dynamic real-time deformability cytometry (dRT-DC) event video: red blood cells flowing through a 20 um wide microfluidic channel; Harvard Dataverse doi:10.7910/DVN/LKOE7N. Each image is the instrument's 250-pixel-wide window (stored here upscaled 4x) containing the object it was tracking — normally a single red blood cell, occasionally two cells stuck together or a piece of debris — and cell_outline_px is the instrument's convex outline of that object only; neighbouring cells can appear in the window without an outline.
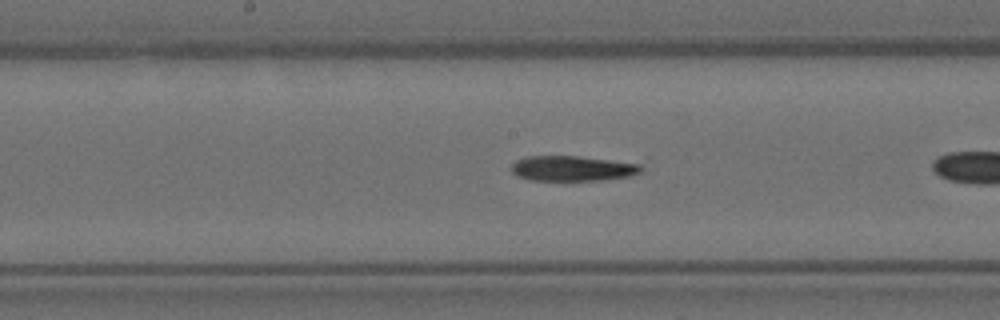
{"species": "Egyptian fruit bat (a non-hibernating species)", "species_latin": "Rousettus aegyptiacus", "temperature_condition": "room temperature", "stored_images_in_passage": 28, "camera_frame_rate_fps": 3000, "um_per_image_px": 0.085, "animal": {"sex": "female"}, "frame": {"image": 1, "passage_image": 13, "time_ms": 4.0, "image_size_px": [1000, 320], "cell_outline_px": [[644, 168], [640, 172], [632, 176], [604, 180], [528, 180], [516, 176], [512, 172], [512, 164], [516, 160], [524, 156], [576, 156], [640, 164]], "centroid_in_image_um": [48.63, 14.32], "position_along_channel_um": 199.6, "area_um2": 19.07}}
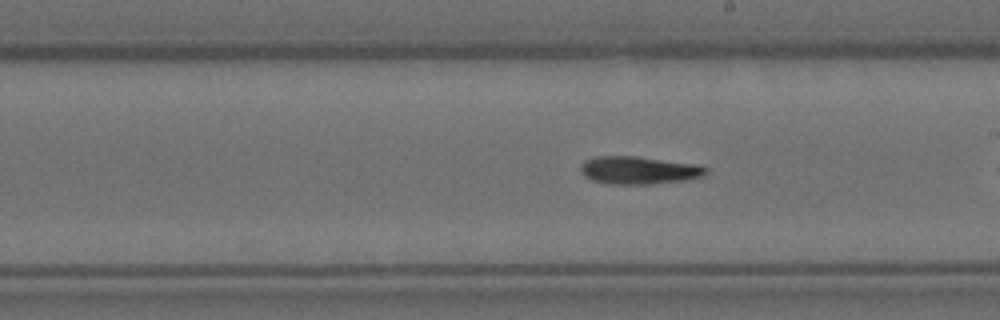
{"frame": {"image": 2, "passage_image": 16, "time_ms": 5.0, "image_size_px": [1000, 320], "cell_outline_px": [[708, 176], [692, 180], [652, 184], [608, 184], [592, 180], [584, 176], [580, 172], [580, 164], [584, 160], [596, 156], [636, 156], [700, 164], [708, 168]], "centroid_in_image_um": [54.38, 14.47], "position_along_channel_um": 234.6, "area_um2": 20.98}}
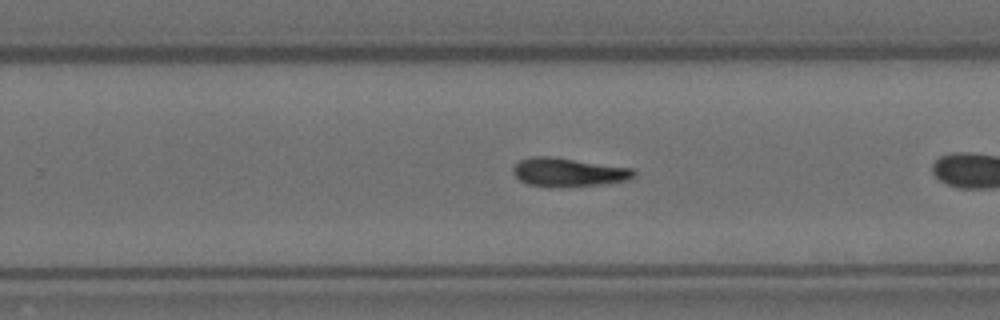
{"frame": {"image": 3, "passage_image": 20, "time_ms": 6.333, "image_size_px": [1000, 320], "cell_outline_px": [[636, 176], [628, 180], [604, 184], [560, 188], [548, 188], [528, 184], [520, 180], [512, 172], [512, 168], [520, 160], [532, 156], [556, 156], [632, 168], [636, 172]], "centroid_in_image_um": [48.32, 14.65], "position_along_channel_um": 281.5, "area_um2": 20.75}}